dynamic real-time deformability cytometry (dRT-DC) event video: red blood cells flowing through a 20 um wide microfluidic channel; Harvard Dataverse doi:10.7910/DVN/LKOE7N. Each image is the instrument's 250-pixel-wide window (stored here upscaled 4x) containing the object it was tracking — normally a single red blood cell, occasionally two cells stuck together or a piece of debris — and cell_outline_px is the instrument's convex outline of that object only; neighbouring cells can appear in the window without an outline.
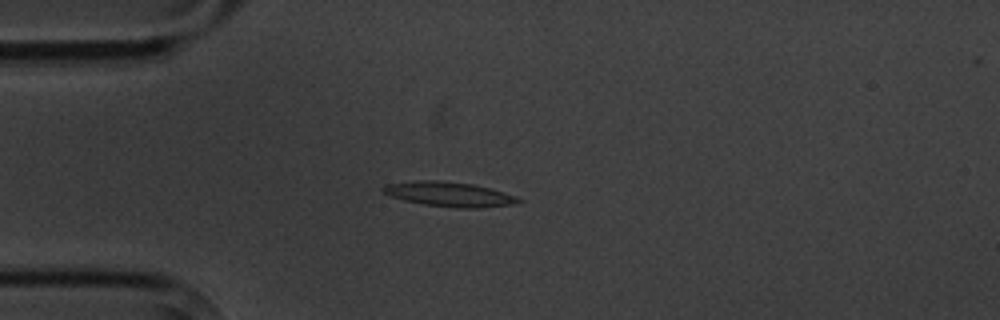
{"species": "common noctule bat (a hibernating species)", "species_latin": "Nyctalus noctula", "temperature_condition": "cold", "stored_images_in_passage": 4, "camera_frame_rate_fps": 3000, "um_per_image_px": 0.085, "animal": {"sex": "male", "body_mass_g": 20.1, "forearm_length_mm": 53.5}, "frame": {"image": 1, "passage_image": 3, "time_ms": 2.333, "image_size_px": [1000, 320], "cell_outline_px": [[524, 200], [512, 204], [480, 208], [456, 208], [424, 204], [404, 200], [392, 196], [384, 192], [380, 188], [384, 184], [416, 180], [436, 180], [472, 184], [492, 188], [516, 196]], "centroid_in_image_um": [38.18, 16.5], "position_along_channel_um": 46.8, "area_um2": 19.48}}